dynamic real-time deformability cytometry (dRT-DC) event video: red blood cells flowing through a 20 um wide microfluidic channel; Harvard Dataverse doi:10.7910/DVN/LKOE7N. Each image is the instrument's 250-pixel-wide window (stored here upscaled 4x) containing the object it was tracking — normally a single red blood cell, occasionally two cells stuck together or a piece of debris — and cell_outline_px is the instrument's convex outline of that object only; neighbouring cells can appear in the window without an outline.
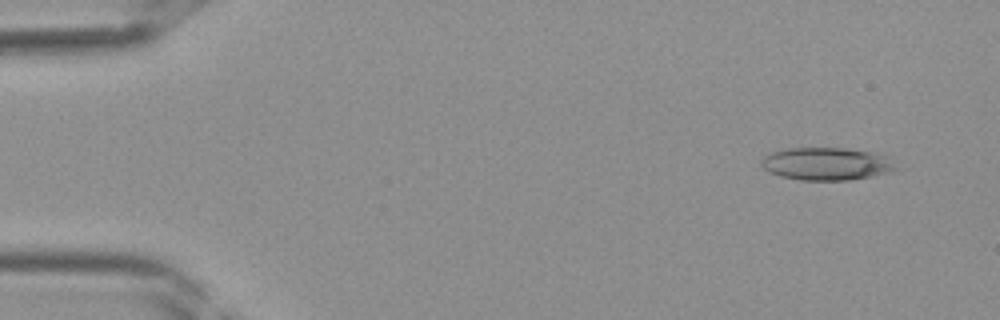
{"species": "Egyptian fruit bat (a non-hibernating species)", "species_latin": "Rousettus aegyptiacus", "temperature_condition": "room temperature", "stored_images_in_passage": 40, "camera_frame_rate_fps": 3000, "um_per_image_px": 0.085, "frame": {"image": 1, "passage_image": 3, "time_ms": 0.667, "image_size_px": [1000, 320], "cell_outline_px": [[904, 168], [896, 172], [848, 180], [800, 180], [780, 176], [764, 168], [760, 164], [760, 160], [764, 156], [772, 152], [784, 148], [844, 148], [872, 152], [888, 156]], "centroid_in_image_um": [70.37, 13.93], "position_along_channel_um": 14.6, "area_um2": 26.18}}
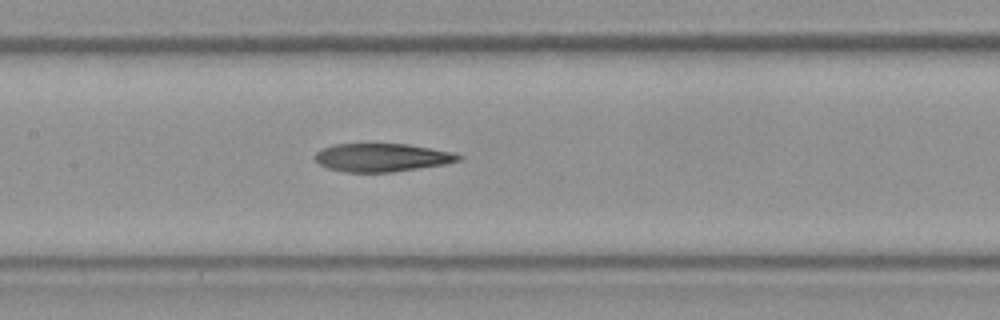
{"frame": {"image": 2, "passage_image": 19, "time_ms": 6.0, "image_size_px": [1000, 320], "cell_outline_px": [[464, 160], [444, 164], [392, 172], [344, 172], [328, 168], [320, 164], [316, 160], [316, 152], [324, 148], [336, 144], [408, 144], [432, 148], [452, 152], [464, 156]], "centroid_in_image_um": [32.52, 13.39], "position_along_channel_um": 174.9, "area_um2": 23.52}}
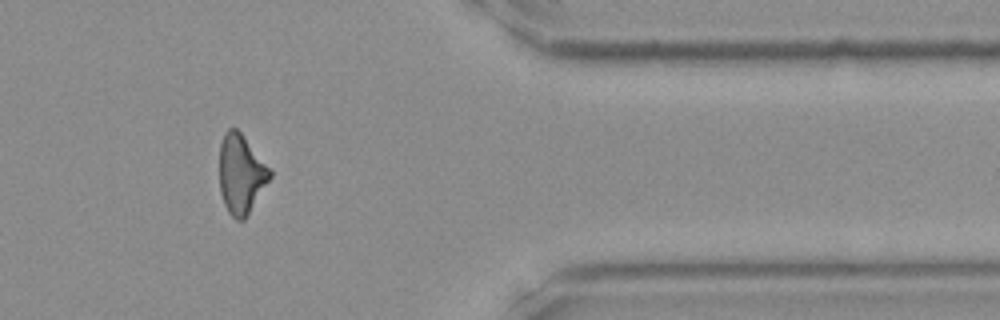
{"frame": {"image": 3, "passage_image": 33, "time_ms": 10.667, "image_size_px": [1000, 320], "cell_outline_px": [[272, 176], [244, 220], [236, 220], [228, 212], [224, 204], [220, 192], [220, 144], [224, 132], [228, 128], [236, 128], [240, 132], [272, 168]], "centroid_in_image_um": [20.5, 14.78], "position_along_channel_um": 390.9, "area_um2": 23.41}}